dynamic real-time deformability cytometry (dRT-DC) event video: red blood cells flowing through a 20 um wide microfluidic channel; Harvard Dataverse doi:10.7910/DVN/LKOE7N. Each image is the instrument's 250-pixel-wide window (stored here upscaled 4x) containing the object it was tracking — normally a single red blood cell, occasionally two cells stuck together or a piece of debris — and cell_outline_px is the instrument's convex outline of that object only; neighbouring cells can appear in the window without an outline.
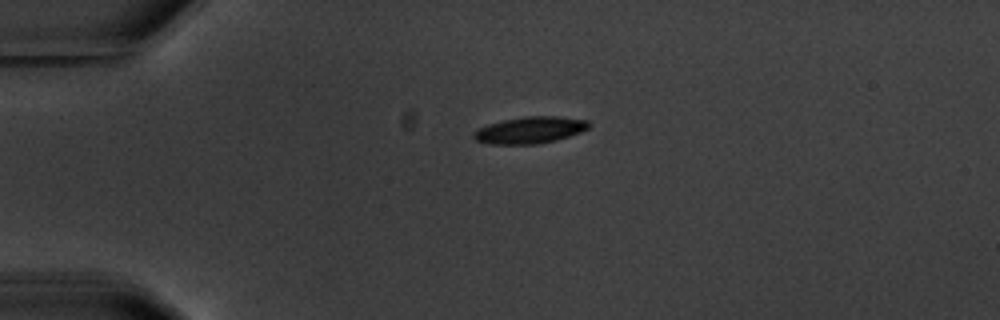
{"species": "common noctule bat (a hibernating species)", "species_latin": "Nyctalus noctula", "temperature_condition": "warm", "stored_images_in_passage": 2, "camera_frame_rate_fps": 3000, "um_per_image_px": 0.085, "animal": {"sex": "male", "body_mass_g": 20.1, "forearm_length_mm": 53.5}, "frame": {"image": 1, "passage_image": 1, "time_ms": 0.0, "image_size_px": [1000, 320], "cell_outline_px": [[588, 128], [580, 132], [556, 140], [536, 144], [488, 144], [476, 140], [472, 136], [472, 132], [488, 124], [504, 120], [524, 116], [560, 116], [588, 120]], "centroid_in_image_um": [45.02, 11.05], "position_along_channel_um": 40.0, "area_um2": 17.86}}
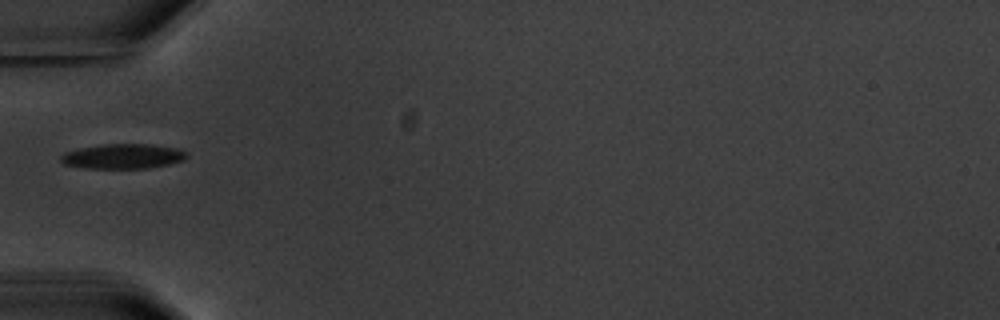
{"frame": {"image": 2, "passage_image": 2, "time_ms": 2.0, "image_size_px": [1000, 320], "cell_outline_px": [[188, 156], [184, 160], [168, 164], [148, 168], [84, 168], [64, 164], [60, 160], [60, 156], [64, 152], [80, 148], [104, 144], [152, 144], [176, 148], [188, 152]], "centroid_in_image_um": [10.46, 13.28], "position_along_channel_um": 74.5, "area_um2": 18.26}}